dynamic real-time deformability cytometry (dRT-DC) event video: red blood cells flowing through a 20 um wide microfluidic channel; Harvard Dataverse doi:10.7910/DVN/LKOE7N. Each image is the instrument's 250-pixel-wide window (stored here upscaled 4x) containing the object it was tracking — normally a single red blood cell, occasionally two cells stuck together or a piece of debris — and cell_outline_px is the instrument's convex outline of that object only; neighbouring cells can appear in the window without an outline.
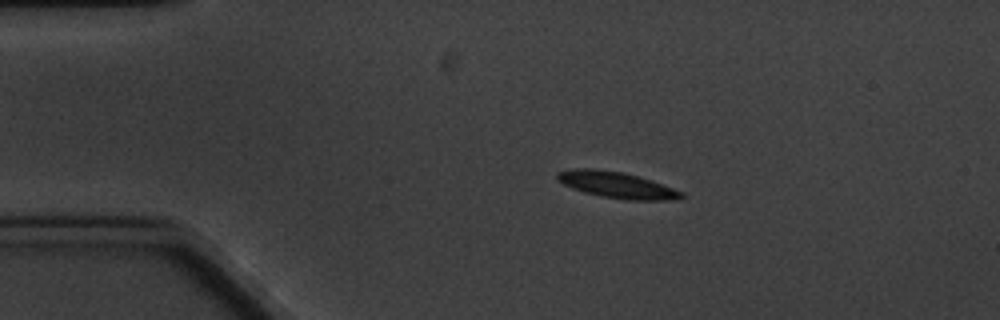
{"species": "common noctule bat (a hibernating species)", "species_latin": "Nyctalus noctula", "temperature_condition": "cold", "stored_images_in_passage": 6, "camera_frame_rate_fps": 3000, "um_per_image_px": 0.085, "animal": {"sex": "male", "body_mass_g": 20.1, "forearm_length_mm": 53.5}, "frame": {"image": 1, "passage_image": 3, "time_ms": 2.333, "image_size_px": [1000, 320], "cell_outline_px": [[684, 196], [676, 200], [624, 200], [600, 196], [584, 192], [572, 188], [556, 180], [556, 172], [576, 168], [592, 168], [624, 172], [684, 192]], "centroid_in_image_um": [52.38, 15.72], "position_along_channel_um": 32.6, "area_um2": 18.9}}
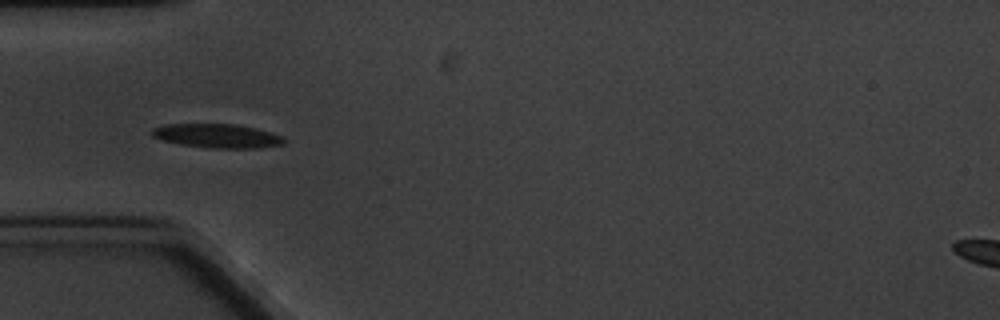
{"frame": {"image": 2, "passage_image": 5, "time_ms": 4.667, "image_size_px": [1000, 320], "cell_outline_px": [[284, 144], [260, 148], [212, 148], [180, 144], [160, 140], [152, 136], [152, 128], [164, 124], [236, 124], [256, 128], [280, 136], [284, 140]], "centroid_in_image_um": [18.41, 11.55], "position_along_channel_um": 66.6, "area_um2": 18.38}}